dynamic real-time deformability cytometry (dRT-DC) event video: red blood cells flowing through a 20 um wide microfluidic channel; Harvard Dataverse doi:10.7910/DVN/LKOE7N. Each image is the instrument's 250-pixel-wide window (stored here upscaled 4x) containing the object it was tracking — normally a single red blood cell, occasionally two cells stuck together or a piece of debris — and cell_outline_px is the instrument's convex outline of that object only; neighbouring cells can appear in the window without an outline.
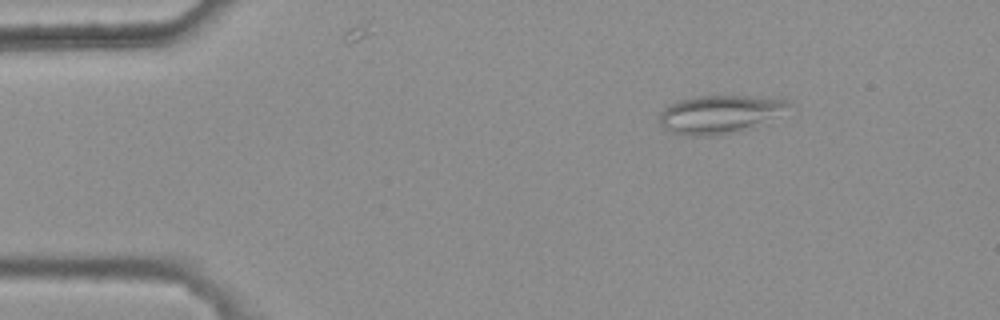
{"species": "common noctule bat (a hibernating species)", "species_latin": "Nyctalus noctula", "temperature_condition": "warm", "stored_images_in_passage": 4, "camera_frame_rate_fps": 3000, "um_per_image_px": 0.085, "animal": {"sex": "female", "body_mass_g": 25.1}, "frame": {"image": 1, "passage_image": 2, "time_ms": 0.333, "image_size_px": [1000, 320], "cell_outline_px": [[792, 104], [756, 128], [740, 132], [716, 136], [684, 136], [672, 132], [664, 128], [660, 124], [660, 112], [664, 108], [680, 100], [696, 96], [780, 96], [788, 100]], "centroid_in_image_um": [61.21, 9.72], "position_along_channel_um": 23.8, "area_um2": 29.25}}